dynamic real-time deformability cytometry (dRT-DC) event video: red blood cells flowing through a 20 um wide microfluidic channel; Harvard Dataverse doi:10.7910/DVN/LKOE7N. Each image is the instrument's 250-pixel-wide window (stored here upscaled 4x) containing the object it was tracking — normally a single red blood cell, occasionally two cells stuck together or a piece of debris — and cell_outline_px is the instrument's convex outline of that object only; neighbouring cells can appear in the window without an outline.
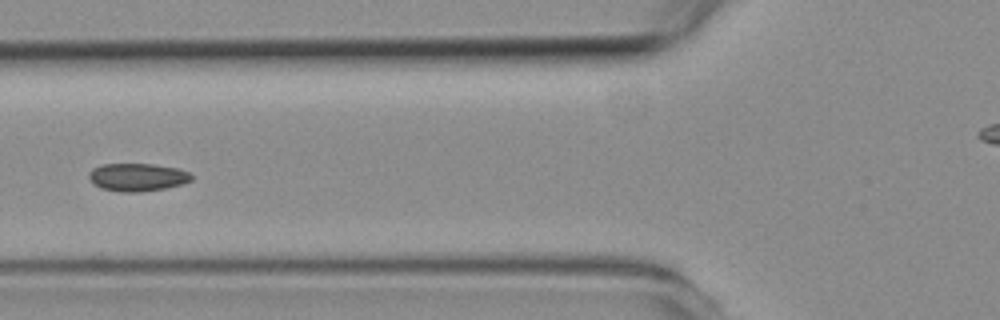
{"species": "common noctule bat (a hibernating species)", "species_latin": "Nyctalus noctula", "temperature_condition": "room temperature", "stored_images_in_passage": 4, "camera_frame_rate_fps": 3000, "um_per_image_px": 0.085, "animal": {"sex": "female", "body_mass_g": 19.3, "forearm_length_mm": 54.1}, "frame": {"image": 1, "passage_image": 3, "time_ms": 2.333, "image_size_px": [1000, 320], "cell_outline_px": [[192, 180], [180, 184], [164, 188], [140, 192], [120, 192], [100, 188], [88, 176], [88, 172], [92, 168], [104, 164], [152, 164], [176, 168], [188, 172], [192, 176]], "centroid_in_image_um": [11.65, 15.06], "position_along_channel_um": 114.1, "area_um2": 16.47}}
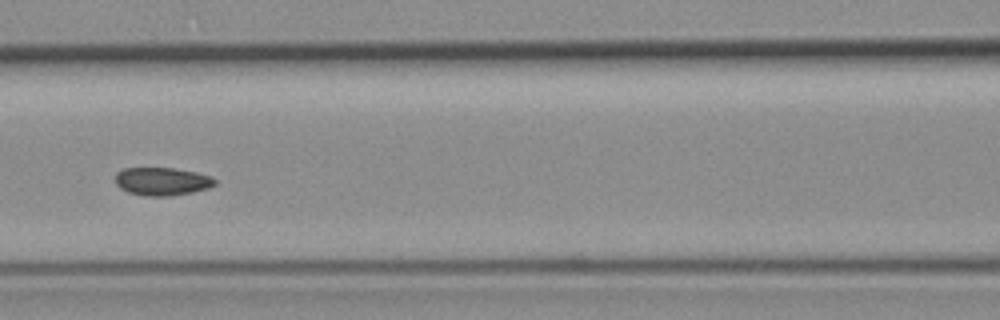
{"frame": {"image": 2, "passage_image": 4, "time_ms": 3.333, "image_size_px": [1000, 320], "cell_outline_px": [[216, 184], [208, 188], [192, 192], [172, 196], [144, 196], [128, 192], [120, 188], [116, 184], [116, 172], [124, 168], [172, 168], [196, 172], [212, 176], [216, 180]], "centroid_in_image_um": [13.78, 15.42], "position_along_channel_um": 152.8, "area_um2": 16.36}}